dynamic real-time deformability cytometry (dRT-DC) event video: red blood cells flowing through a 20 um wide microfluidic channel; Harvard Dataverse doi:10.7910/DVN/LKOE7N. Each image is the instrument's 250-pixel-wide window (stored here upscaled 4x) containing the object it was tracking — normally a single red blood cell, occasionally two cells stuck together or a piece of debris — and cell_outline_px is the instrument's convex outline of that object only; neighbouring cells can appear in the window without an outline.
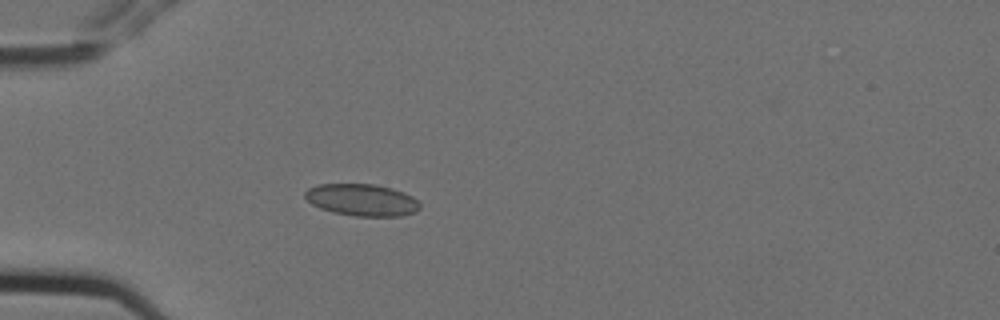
{"species": "Egyptian fruit bat (a non-hibernating species)", "species_latin": "Rousettus aegyptiacus", "temperature_condition": "cold", "stored_images_in_passage": 6, "camera_frame_rate_fps": 3000, "um_per_image_px": 0.085, "animal": {"sex": "female"}, "frame": {"image": 1, "passage_image": 6, "time_ms": 1.667, "image_size_px": [1000, 320], "cell_outline_px": [[420, 208], [416, 212], [400, 216], [356, 216], [332, 212], [320, 208], [312, 204], [304, 196], [304, 192], [308, 188], [316, 184], [376, 184], [392, 188], [404, 192], [412, 196], [420, 204]], "centroid_in_image_um": [30.76, 16.99], "position_along_channel_um": 54.2, "area_um2": 21.5}}